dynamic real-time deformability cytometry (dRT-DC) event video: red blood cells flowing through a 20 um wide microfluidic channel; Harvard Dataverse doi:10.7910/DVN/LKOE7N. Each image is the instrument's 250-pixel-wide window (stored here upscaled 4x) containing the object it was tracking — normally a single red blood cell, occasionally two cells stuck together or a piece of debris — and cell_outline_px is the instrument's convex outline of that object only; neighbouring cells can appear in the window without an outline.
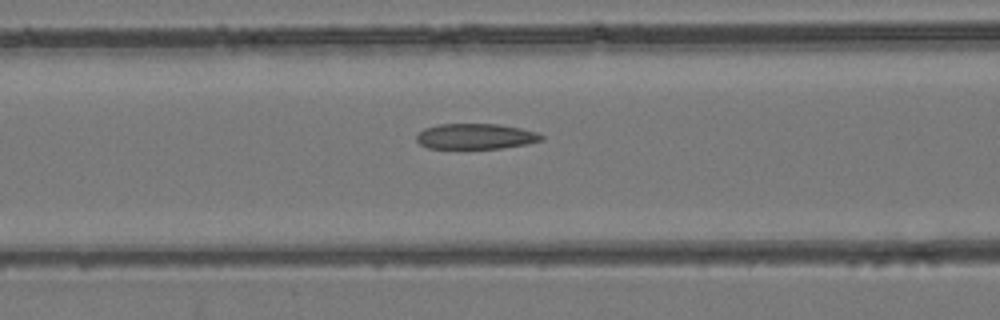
{"species": "common noctule bat (a hibernating species)", "species_latin": "Nyctalus noctula", "temperature_condition": "room temperature", "stored_images_in_passage": 48, "camera_frame_rate_fps": 3000, "um_per_image_px": 0.085, "animal": {"sex": "female", "body_mass_g": 24.6, "forearm_length_mm": 56.2}, "frame": {"image": 1, "passage_image": 20, "time_ms": 6.333, "image_size_px": [1000, 320], "cell_outline_px": [[544, 140], [528, 144], [500, 148], [428, 148], [420, 144], [416, 140], [416, 136], [424, 128], [440, 124], [500, 124], [520, 128], [536, 132], [544, 136]], "centroid_in_image_um": [40.45, 11.59], "position_along_channel_um": 126.1, "area_um2": 18.55}}
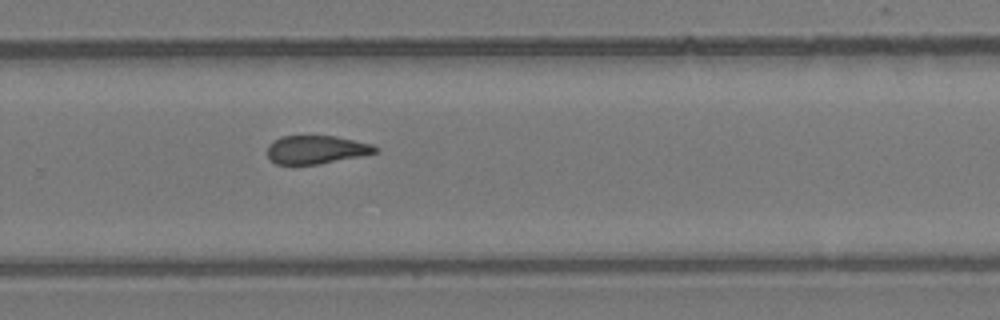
{"frame": {"image": 2, "passage_image": 32, "time_ms": 10.333, "image_size_px": [1000, 320], "cell_outline_px": [[380, 152], [320, 164], [276, 164], [268, 156], [268, 144], [272, 140], [280, 136], [336, 136], [372, 144], [380, 148]], "centroid_in_image_um": [26.9, 12.71], "position_along_channel_um": 302.9, "area_um2": 17.92}}
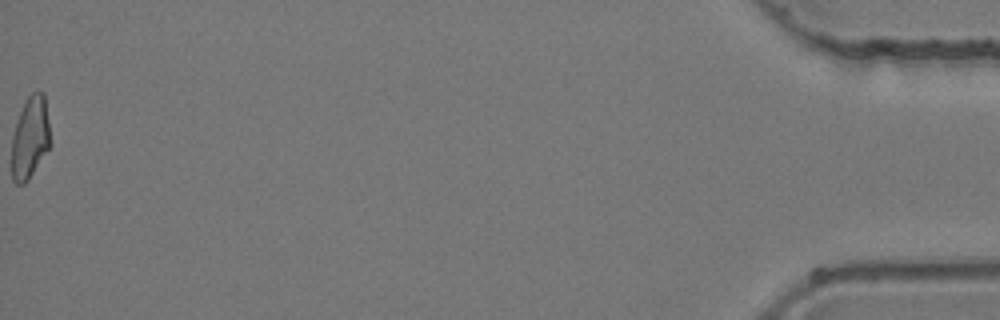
{"frame": {"image": 3, "passage_image": 48, "time_ms": 15.667, "image_size_px": [1000, 320], "cell_outline_px": [[52, 144], [28, 180], [24, 184], [16, 184], [12, 180], [12, 136], [16, 120], [24, 100], [32, 92], [44, 92]], "centroid_in_image_um": [2.57, 11.69], "position_along_channel_um": 432.6, "area_um2": 18.84}}